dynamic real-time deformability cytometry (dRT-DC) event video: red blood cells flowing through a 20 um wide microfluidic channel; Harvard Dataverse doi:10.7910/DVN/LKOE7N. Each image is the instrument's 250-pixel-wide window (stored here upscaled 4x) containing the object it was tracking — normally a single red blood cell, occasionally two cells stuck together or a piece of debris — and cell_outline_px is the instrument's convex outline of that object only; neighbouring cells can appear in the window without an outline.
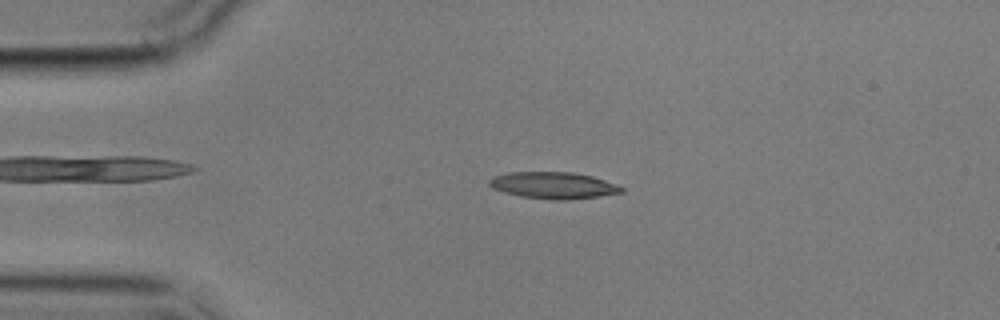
{"species": "common noctule bat (a hibernating species)", "species_latin": "Nyctalus noctula", "temperature_condition": "cold", "stored_images_in_passage": 3, "camera_frame_rate_fps": 3000, "um_per_image_px": 0.085, "animal": {"sex": "male", "body_mass_g": 17.9}, "frame": {"image": 1, "passage_image": 2, "time_ms": 2.0, "image_size_px": [1000, 320], "cell_outline_px": [[624, 192], [600, 196], [568, 200], [552, 200], [520, 196], [504, 192], [492, 188], [488, 184], [488, 180], [492, 176], [508, 172], [572, 172], [592, 176], [616, 184], [624, 188]], "centroid_in_image_um": [47.02, 15.75], "position_along_channel_um": 38.0, "area_um2": 20.69}}